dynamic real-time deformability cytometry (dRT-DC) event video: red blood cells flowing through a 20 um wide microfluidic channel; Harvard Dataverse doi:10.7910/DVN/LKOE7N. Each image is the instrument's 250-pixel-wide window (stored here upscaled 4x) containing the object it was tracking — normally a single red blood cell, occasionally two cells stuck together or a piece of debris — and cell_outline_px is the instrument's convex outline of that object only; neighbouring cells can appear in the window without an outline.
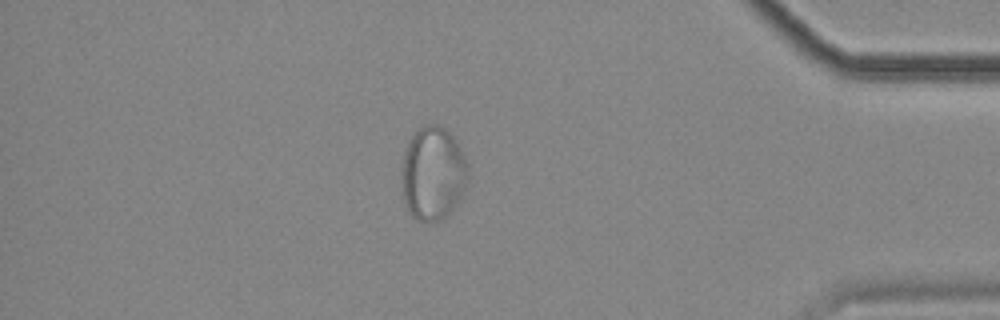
{"species": "common noctule bat (a hibernating species)", "species_latin": "Nyctalus noctula", "temperature_condition": "cold", "stored_images_in_passage": 57, "camera_frame_rate_fps": 3000, "um_per_image_px": 0.085, "animal": {"sex": "female", "body_mass_g": 18.4}, "frame": {"image": 1, "passage_image": 49, "time_ms": 16.0, "image_size_px": [1000, 320], "cell_outline_px": [[468, 180], [456, 204], [440, 220], [416, 220], [408, 212], [404, 200], [400, 176], [404, 152], [408, 140], [424, 124], [440, 124], [456, 140], [468, 164]], "centroid_in_image_um": [36.77, 14.71], "position_along_channel_um": 398.4, "area_um2": 36.18}}